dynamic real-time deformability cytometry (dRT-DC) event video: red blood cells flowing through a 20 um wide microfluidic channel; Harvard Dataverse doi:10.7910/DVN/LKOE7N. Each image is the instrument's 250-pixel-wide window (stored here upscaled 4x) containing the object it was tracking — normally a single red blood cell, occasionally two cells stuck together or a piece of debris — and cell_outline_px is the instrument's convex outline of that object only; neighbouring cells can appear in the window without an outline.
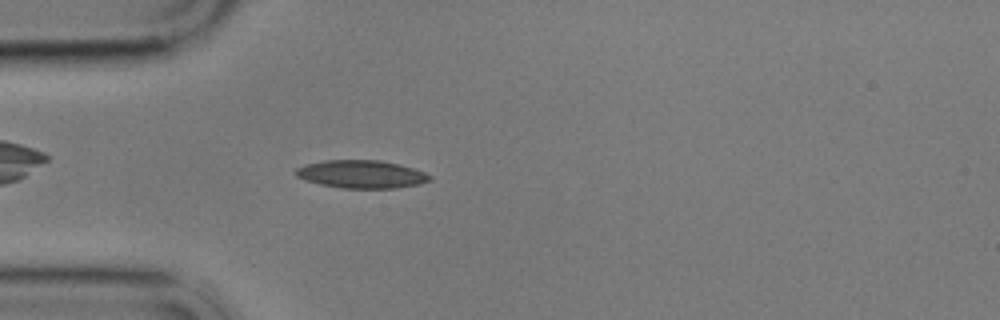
{"species": "common noctule bat (a hibernating species)", "species_latin": "Nyctalus noctula", "temperature_condition": "cold", "stored_images_in_passage": 47, "camera_frame_rate_fps": 3000, "um_per_image_px": 0.085, "animal": {"sex": "male", "body_mass_g": 17.9}, "frame": {"image": 1, "passage_image": 5, "time_ms": 1.333, "image_size_px": [1000, 320], "cell_outline_px": [[432, 180], [420, 184], [396, 188], [340, 188], [320, 184], [304, 180], [296, 176], [292, 172], [296, 168], [304, 164], [324, 160], [380, 160], [400, 164], [424, 172], [432, 176]], "centroid_in_image_um": [30.69, 14.8], "position_along_channel_um": 54.3, "area_um2": 22.08}}
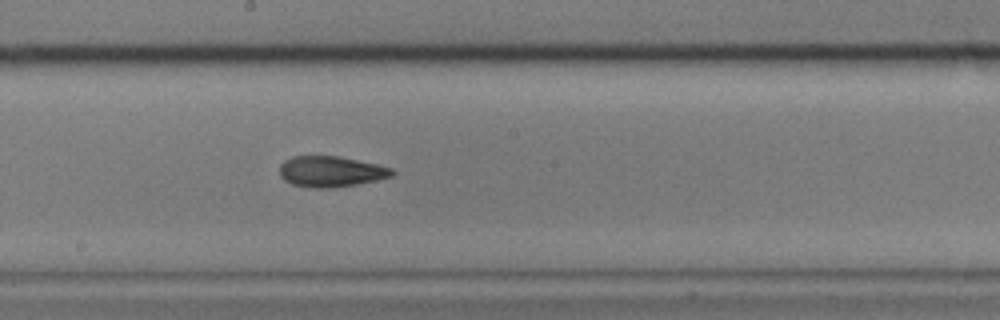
{"frame": {"image": 2, "passage_image": 20, "time_ms": 6.333, "image_size_px": [1000, 320], "cell_outline_px": [[396, 172], [392, 176], [376, 180], [356, 184], [332, 188], [316, 188], [292, 184], [284, 180], [280, 176], [280, 164], [284, 160], [292, 156], [340, 156], [376, 164], [392, 168]], "centroid_in_image_um": [28.11, 14.57], "position_along_channel_um": 220.1, "area_um2": 20.17}}
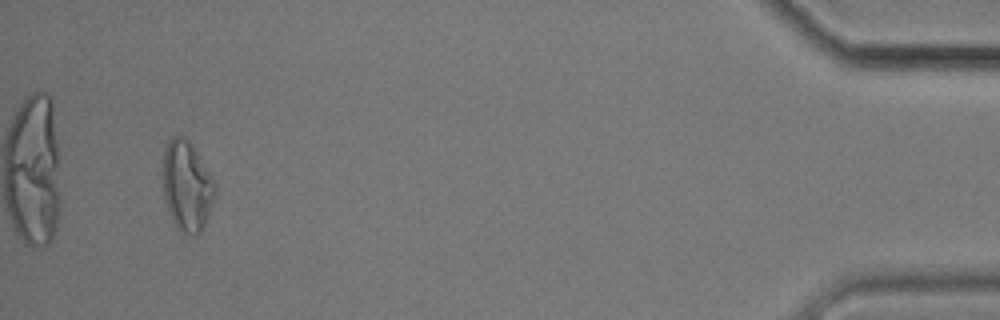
{"frame": {"image": 3, "passage_image": 44, "time_ms": 14.333, "image_size_px": [1000, 320], "cell_outline_px": [[216, 196], [204, 224], [200, 232], [196, 236], [188, 236], [176, 228], [168, 212], [164, 200], [160, 172], [164, 148], [168, 140], [172, 136], [184, 136], [192, 144], [216, 184]], "centroid_in_image_um": [15.84, 15.81], "position_along_channel_um": 419.4, "area_um2": 28.26}, "authors_computed_cell_mechanics": {"area_um2": 20.8658, "velocity_mm_per_s": 3.4255, "shape_relaxation_time_tau1_ms": null, "shape_relaxation_time_tau2_ms": 4.8728, "deformation_change_tau1": null, "deformation_change_tau2": 0.1227}}